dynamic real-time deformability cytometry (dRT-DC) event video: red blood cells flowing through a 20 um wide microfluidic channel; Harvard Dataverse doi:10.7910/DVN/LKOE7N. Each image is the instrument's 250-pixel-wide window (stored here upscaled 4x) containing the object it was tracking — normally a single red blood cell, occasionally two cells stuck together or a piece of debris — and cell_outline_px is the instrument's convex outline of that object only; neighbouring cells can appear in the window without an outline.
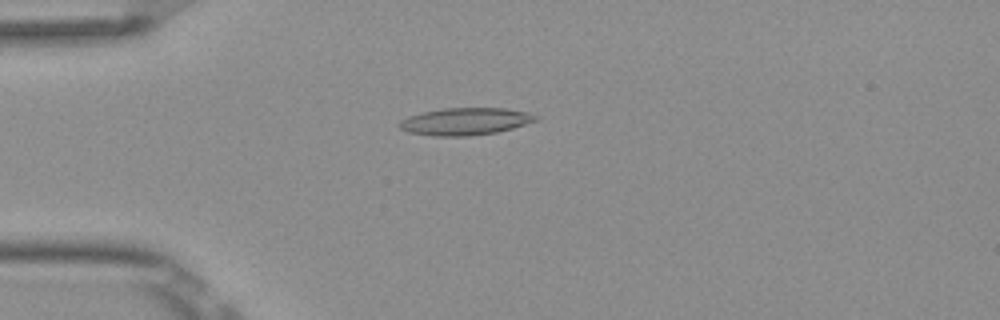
{"species": "Egyptian fruit bat (a non-hibernating species)", "species_latin": "Rousettus aegyptiacus", "temperature_condition": "room temperature", "stored_images_in_passage": 39, "camera_frame_rate_fps": 3000, "um_per_image_px": 0.085, "frame": {"image": 1, "passage_image": 1, "time_ms": 0.0, "image_size_px": [1000, 320], "cell_outline_px": [[540, 120], [512, 128], [496, 132], [468, 136], [436, 136], [408, 132], [400, 128], [396, 124], [400, 120], [408, 116], [424, 112], [444, 108], [504, 108], [528, 112], [540, 116]], "centroid_in_image_um": [39.57, 10.32], "position_along_channel_um": 45.4, "area_um2": 21.73}}
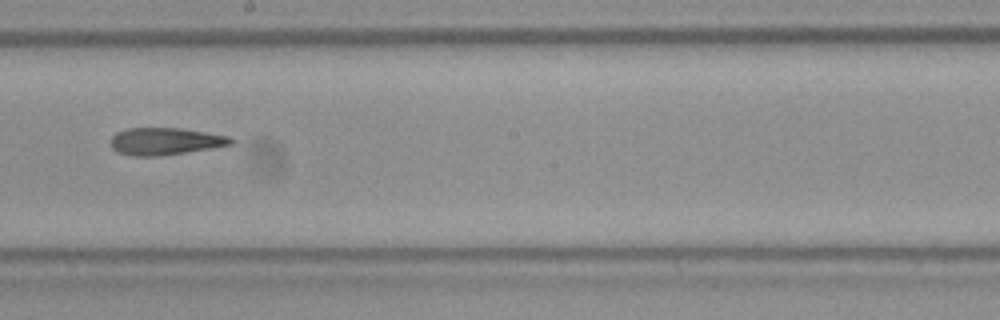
{"frame": {"image": 2, "passage_image": 17, "time_ms": 5.333, "image_size_px": [1000, 320], "cell_outline_px": [[236, 140], [232, 144], [212, 148], [160, 156], [132, 156], [120, 152], [112, 148], [112, 136], [116, 132], [124, 128], [180, 128], [228, 136]], "centroid_in_image_um": [14.04, 12.01], "position_along_channel_um": 234.2, "area_um2": 18.96}}
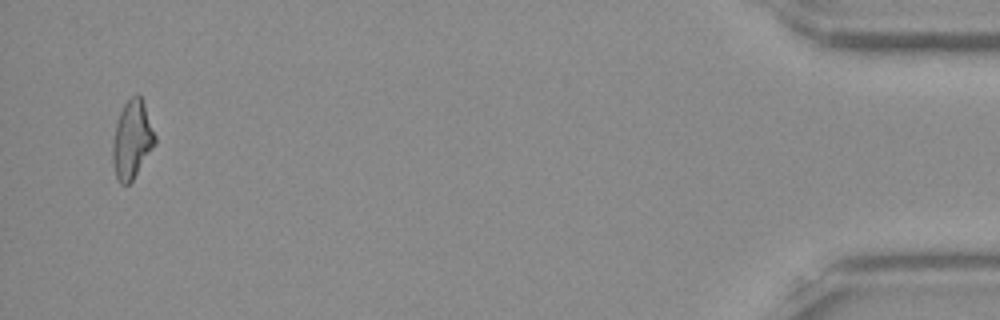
{"frame": {"image": 3, "passage_image": 38, "time_ms": 12.333, "image_size_px": [1000, 320], "cell_outline_px": [[156, 144], [132, 180], [128, 184], [120, 184], [116, 176], [112, 164], [112, 140], [116, 124], [120, 112], [124, 104], [136, 92], [140, 96], [144, 104], [156, 136]], "centroid_in_image_um": [11.21, 11.87], "position_along_channel_um": 424.0, "area_um2": 19.25}}